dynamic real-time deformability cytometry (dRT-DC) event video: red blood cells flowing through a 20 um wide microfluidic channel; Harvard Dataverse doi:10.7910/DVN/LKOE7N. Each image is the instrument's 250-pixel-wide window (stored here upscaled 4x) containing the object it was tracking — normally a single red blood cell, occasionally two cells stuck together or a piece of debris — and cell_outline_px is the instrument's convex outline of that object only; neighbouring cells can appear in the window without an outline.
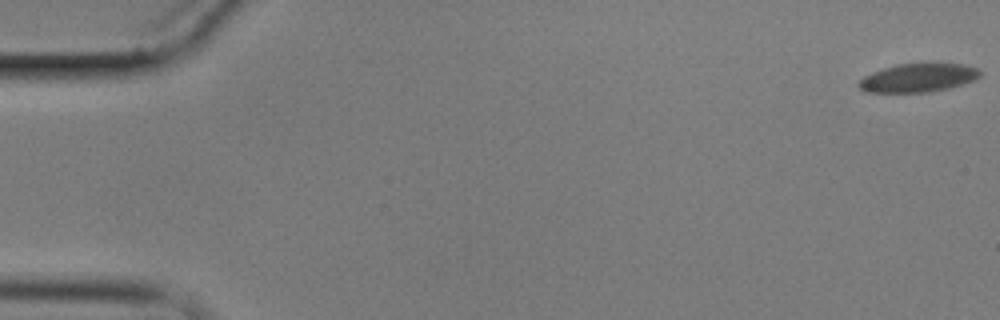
{"species": "common noctule bat (a hibernating species)", "species_latin": "Nyctalus noctula", "temperature_condition": "cold", "stored_images_in_passage": 11, "camera_frame_rate_fps": 3000, "um_per_image_px": 0.085, "animal": {"sex": "male", "body_mass_g": 17.9}, "frame": {"image": 1, "passage_image": 1, "time_ms": 0.0, "image_size_px": [1000, 320], "cell_outline_px": [[980, 76], [964, 84], [948, 88], [928, 92], [864, 92], [856, 84], [864, 76], [872, 72], [896, 64], [964, 64], [976, 68], [980, 72]], "centroid_in_image_um": [78.0, 6.62], "position_along_channel_um": 7.0, "area_um2": 19.94}}
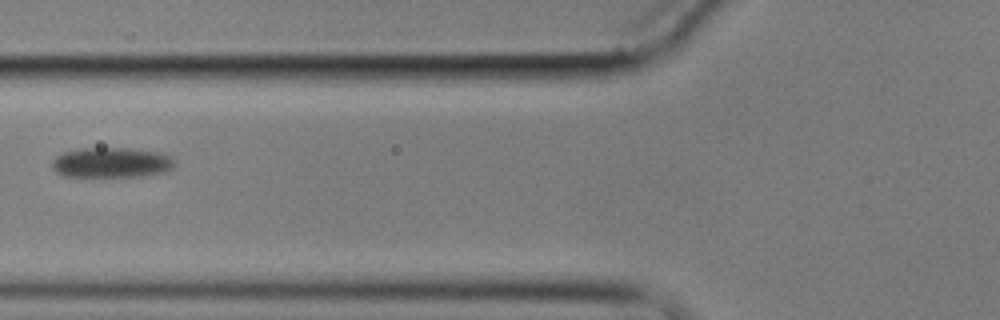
{"frame": {"image": 2, "passage_image": 7, "time_ms": 8.0, "image_size_px": [1000, 320], "cell_outline_px": [[176, 164], [172, 168], [164, 172], [140, 176], [64, 176], [56, 172], [52, 168], [52, 160], [56, 156], [64, 152], [80, 148], [128, 148], [160, 152], [176, 160]], "centroid_in_image_um": [9.47, 13.81], "position_along_channel_um": 116.3, "area_um2": 21.56}}
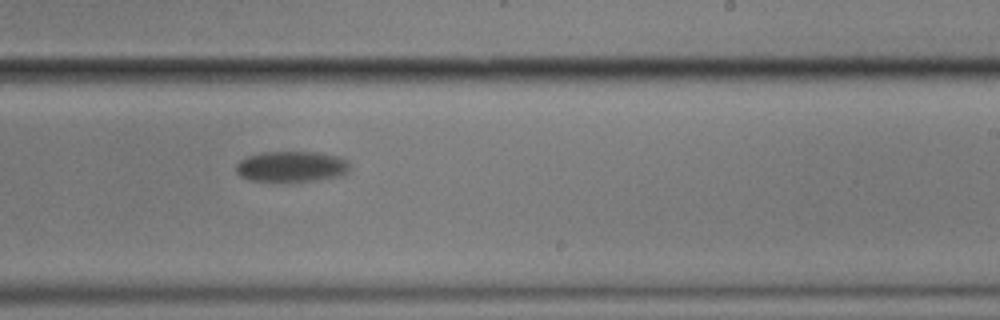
{"frame": {"image": 3, "passage_image": 11, "time_ms": 12.667, "image_size_px": [1000, 320], "cell_outline_px": [[348, 172], [344, 176], [316, 180], [252, 180], [240, 176], [236, 172], [236, 164], [240, 160], [248, 156], [264, 152], [320, 152], [336, 156], [348, 160]], "centroid_in_image_um": [24.81, 14.14], "position_along_channel_um": 264.2, "area_um2": 20.11}}